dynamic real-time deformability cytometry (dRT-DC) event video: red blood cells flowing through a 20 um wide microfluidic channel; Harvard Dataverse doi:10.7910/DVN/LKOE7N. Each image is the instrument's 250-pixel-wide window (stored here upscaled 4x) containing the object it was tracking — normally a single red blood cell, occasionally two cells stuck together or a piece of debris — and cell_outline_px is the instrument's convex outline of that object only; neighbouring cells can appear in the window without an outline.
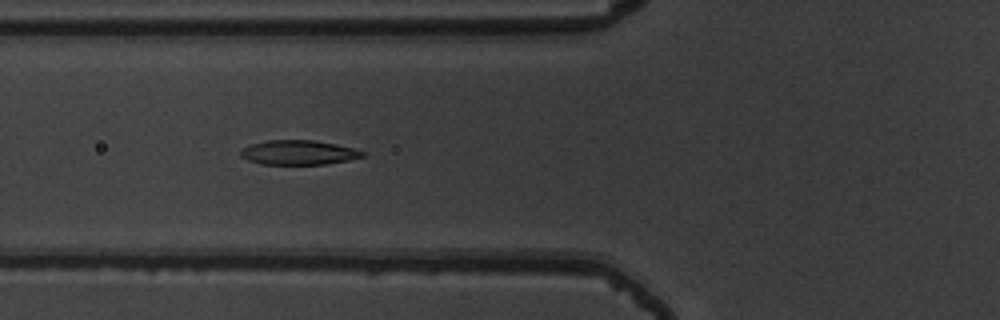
{"species": "common noctule bat (a hibernating species)", "species_latin": "Nyctalus noctula", "temperature_condition": "warm", "stored_images_in_passage": 41, "camera_frame_rate_fps": 3000, "um_per_image_px": 0.085, "animal": {"sex": "male", "body_mass_g": 19.5, "forearm_length_mm": 54.6}, "frame": {"image": 1, "passage_image": 8, "time_ms": 2.333, "image_size_px": [1000, 320], "cell_outline_px": [[368, 156], [348, 160], [324, 164], [264, 164], [248, 160], [240, 156], [240, 152], [248, 144], [268, 140], [312, 140], [352, 148], [364, 152]], "centroid_in_image_um": [25.36, 12.96], "position_along_channel_um": 100.4, "area_um2": 17.22}}
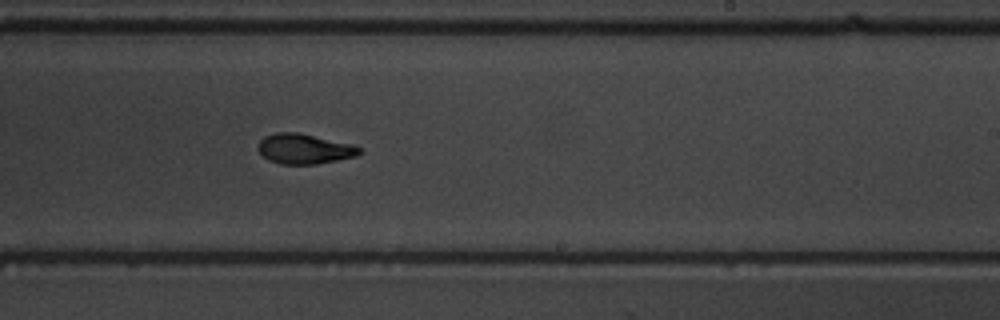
{"frame": {"image": 2, "passage_image": 21, "time_ms": 6.667, "image_size_px": [1000, 320], "cell_outline_px": [[360, 152], [356, 156], [316, 164], [280, 164], [268, 160], [256, 148], [256, 144], [264, 136], [276, 132], [296, 132], [352, 144], [360, 148]], "centroid_in_image_um": [25.8, 12.65], "position_along_channel_um": 263.2, "area_um2": 17.69}}
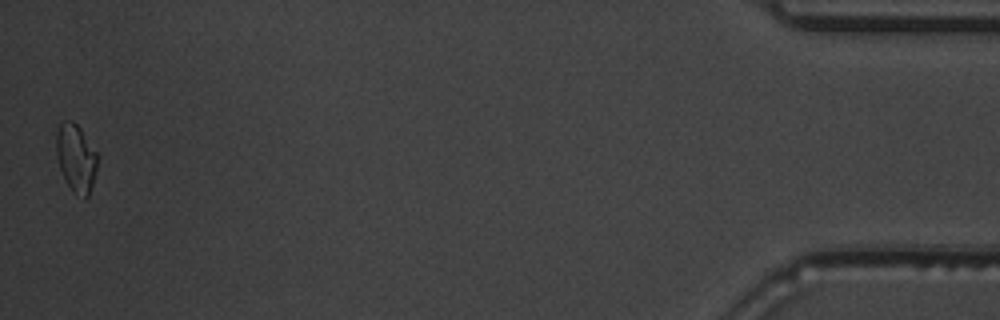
{"frame": {"image": 3, "passage_image": 41, "time_ms": 13.333, "image_size_px": [1000, 320], "cell_outline_px": [[100, 156], [96, 172], [88, 196], [84, 200], [76, 196], [72, 192], [60, 168], [56, 156], [56, 132], [60, 124], [64, 120], [72, 120], [80, 128]], "centroid_in_image_um": [6.48, 13.45], "position_along_channel_um": 428.7, "area_um2": 16.59}, "authors_computed_cell_mechanics": {"area_um2": 17.4556, "velocity_mm_per_s": 3.7562, "shape_relaxation_time_tau1_ms": 5.1247, "shape_relaxation_time_tau2_ms": 4.0778, "deformation_change_tau1": 0.1893, "deformation_change_tau2": 0.0418}}